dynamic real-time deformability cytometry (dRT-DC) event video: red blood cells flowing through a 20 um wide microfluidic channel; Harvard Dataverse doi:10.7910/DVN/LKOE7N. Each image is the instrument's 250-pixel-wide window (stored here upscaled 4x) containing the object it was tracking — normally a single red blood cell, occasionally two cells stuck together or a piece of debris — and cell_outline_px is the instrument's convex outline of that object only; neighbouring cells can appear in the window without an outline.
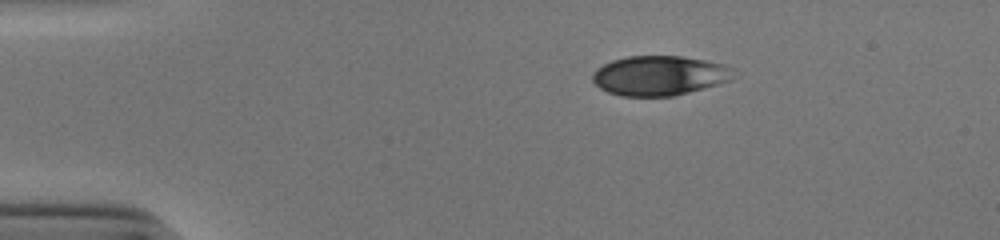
{"species": "human", "species_latin": "Homo sapiens", "temperature_condition": "cold", "stored_images_in_passage": 44, "camera_frame_rate_fps": 3000, "um_per_image_px": 0.085, "donor": {"sex": "male"}, "frame": {"image": 1, "passage_image": 1, "time_ms": 0.0, "image_size_px": [1000, 240], "cell_outline_px": [[732, 80], [704, 88], [672, 96], [620, 96], [608, 92], [600, 88], [592, 80], [592, 72], [596, 68], [612, 60], [628, 56], [684, 56], [724, 64], [732, 68]], "centroid_in_image_um": [56.02, 6.42], "position_along_channel_um": 29.0, "area_um2": 32.6}}
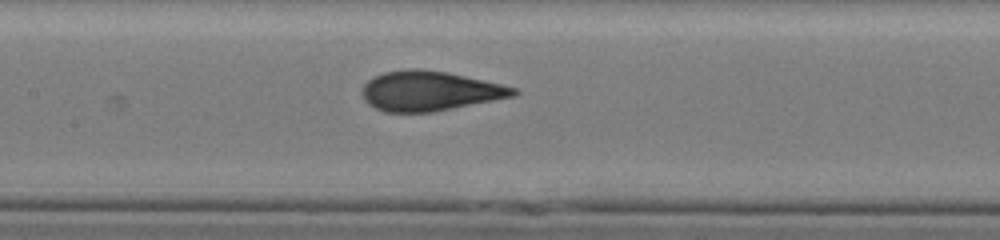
{"frame": {"image": 2, "passage_image": 17, "time_ms": 5.333, "image_size_px": [1000, 240], "cell_outline_px": [[520, 92], [516, 96], [432, 112], [384, 112], [368, 104], [364, 100], [364, 84], [372, 76], [384, 72], [408, 68], [416, 68], [448, 72], [500, 84], [516, 88]], "centroid_in_image_um": [36.52, 7.73], "position_along_channel_um": 170.9, "area_um2": 34.97}}
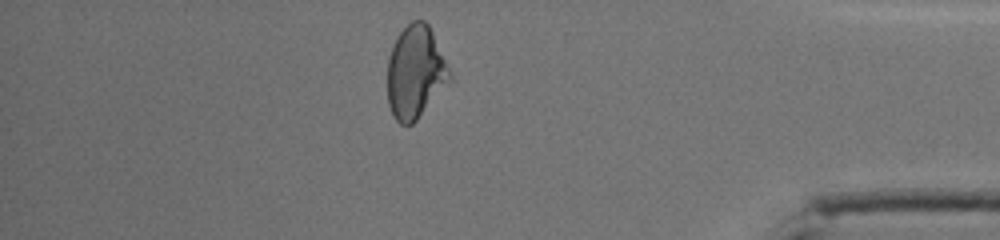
{"frame": {"image": 3, "passage_image": 37, "time_ms": 12.0, "image_size_px": [1000, 240], "cell_outline_px": [[452, 80], [416, 120], [412, 124], [400, 124], [396, 120], [388, 104], [388, 60], [396, 36], [412, 20], [424, 20], [428, 24], [432, 32], [452, 76]], "centroid_in_image_um": [35.3, 6.14], "position_along_channel_um": 399.9, "area_um2": 33.29}, "authors_computed_cell_mechanics": {"area_um2": 34.68, "velocity_mm_per_s": 3.9343, "shape_relaxation_time_tau1_ms": 6.9258, "shape_relaxation_time_tau2_ms": 0.7372, "deformation_change_tau1": 0.1943, "deformation_change_tau2": 0.0477}}